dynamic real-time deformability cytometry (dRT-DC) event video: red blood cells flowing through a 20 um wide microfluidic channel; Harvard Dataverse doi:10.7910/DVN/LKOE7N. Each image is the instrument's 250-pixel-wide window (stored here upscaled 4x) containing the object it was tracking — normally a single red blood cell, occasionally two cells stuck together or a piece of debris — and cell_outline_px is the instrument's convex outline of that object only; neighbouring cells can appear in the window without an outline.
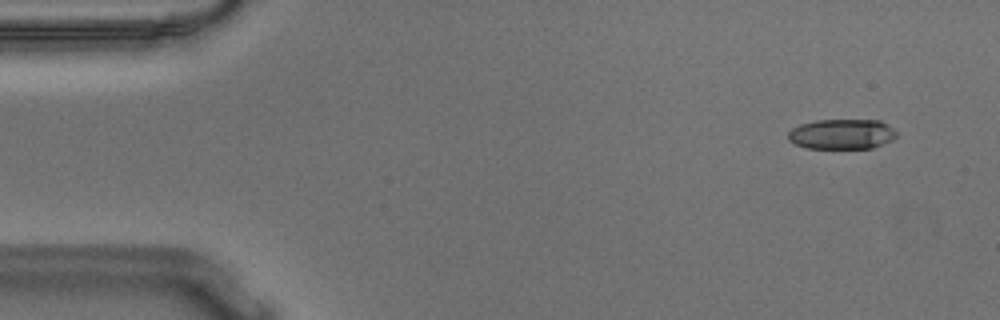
{"species": "Egyptian fruit bat (a non-hibernating species)", "species_latin": "Rousettus aegyptiacus", "temperature_condition": "warm", "stored_images_in_passage": 49, "camera_frame_rate_fps": 3000, "um_per_image_px": 0.085, "animal": {"sex": "male"}, "frame": {"image": 1, "passage_image": 1, "time_ms": 0.0, "image_size_px": [1000, 320], "cell_outline_px": [[896, 136], [892, 140], [872, 148], [808, 148], [796, 144], [788, 140], [788, 132], [792, 128], [800, 124], [816, 120], [880, 120], [888, 124], [896, 132]], "centroid_in_image_um": [71.55, 11.39], "position_along_channel_um": 13.4, "area_um2": 19.02}}
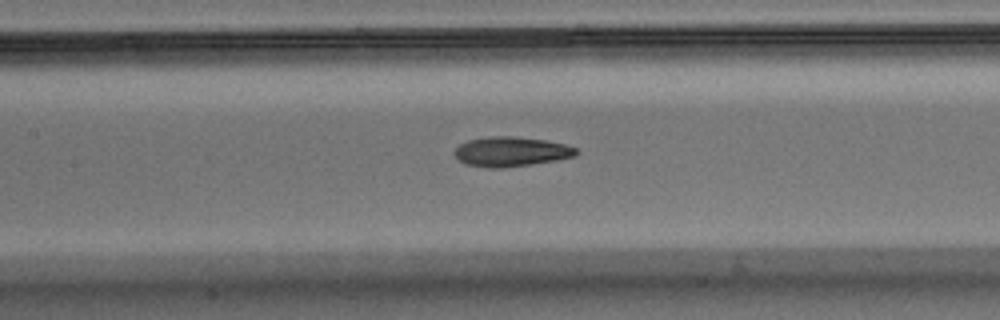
{"frame": {"image": 2, "passage_image": 22, "time_ms": 7.0, "image_size_px": [1000, 320], "cell_outline_px": [[580, 152], [576, 156], [556, 160], [504, 168], [488, 168], [464, 164], [456, 160], [452, 152], [460, 144], [468, 140], [488, 136], [516, 136], [544, 140], [564, 144], [576, 148]], "centroid_in_image_um": [43.39, 12.89], "position_along_channel_um": 164.0, "area_um2": 21.33}}
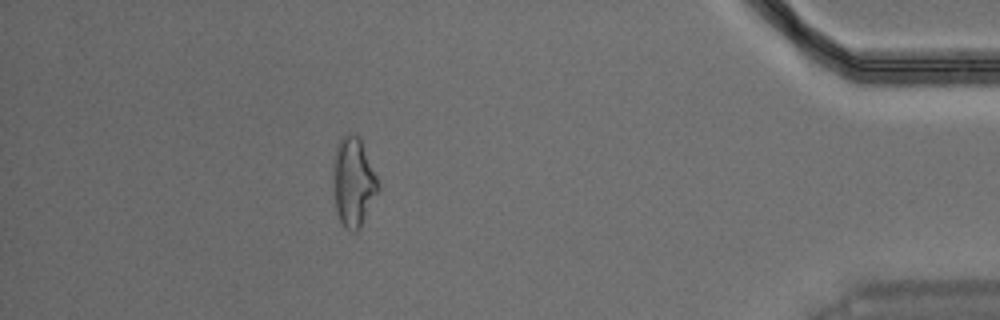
{"frame": {"image": 3, "passage_image": 46, "time_ms": 15.0, "image_size_px": [1000, 320], "cell_outline_px": [[380, 188], [360, 228], [356, 232], [352, 232], [344, 228], [336, 212], [336, 144], [348, 132], [360, 136], [380, 184]], "centroid_in_image_um": [30.1, 15.48], "position_along_channel_um": 405.1, "area_um2": 22.72}, "authors_computed_cell_mechanics": {"area_um2": 20.5768, "velocity_mm_per_s": 3.6403, "shape_relaxation_time_tau1_ms": 6.2042, "shape_relaxation_time_tau2_ms": 3.3787, "deformation_change_tau1": 0.1905, "deformation_change_tau2": 0.1245}}